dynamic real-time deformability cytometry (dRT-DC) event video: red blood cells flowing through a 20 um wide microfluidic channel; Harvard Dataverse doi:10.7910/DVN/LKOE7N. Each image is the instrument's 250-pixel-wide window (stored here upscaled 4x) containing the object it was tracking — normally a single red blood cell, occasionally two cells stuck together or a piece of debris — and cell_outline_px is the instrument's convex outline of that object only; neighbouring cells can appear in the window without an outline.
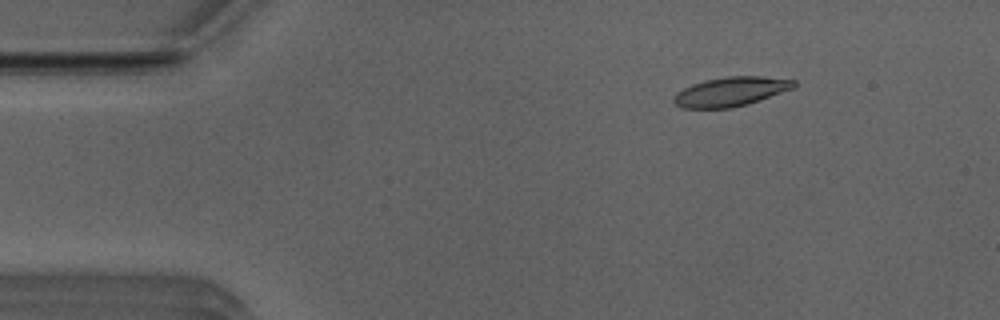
{"species": "Egyptian fruit bat (a non-hibernating species)", "species_latin": "Rousettus aegyptiacus", "temperature_condition": "room temperature", "stored_images_in_passage": 45, "camera_frame_rate_fps": 3000, "um_per_image_px": 0.085, "animal": {"sex": "male"}, "frame": {"image": 1, "passage_image": 1, "time_ms": 0.0, "image_size_px": [1000, 320], "cell_outline_px": [[796, 88], [748, 104], [732, 108], [684, 108], [676, 104], [672, 100], [672, 96], [676, 92], [692, 84], [704, 80], [728, 76], [760, 76], [796, 80]], "centroid_in_image_um": [62.13, 7.78], "position_along_channel_um": 22.9, "area_um2": 20.69}}
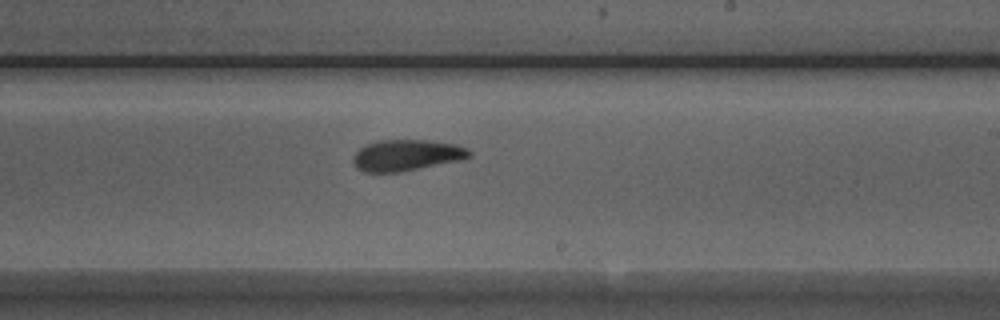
{"frame": {"image": 2, "passage_image": 24, "time_ms": 7.667, "image_size_px": [1000, 320], "cell_outline_px": [[472, 156], [460, 160], [400, 172], [364, 172], [356, 168], [352, 160], [352, 156], [360, 148], [376, 140], [428, 140], [456, 144], [468, 148], [472, 152]], "centroid_in_image_um": [34.56, 13.19], "position_along_channel_um": 254.4, "area_um2": 21.21}}
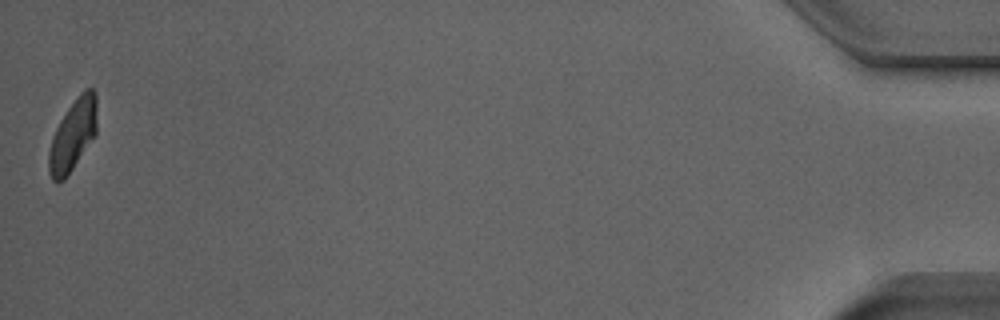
{"frame": {"image": 3, "passage_image": 45, "time_ms": 14.667, "image_size_px": [1000, 320], "cell_outline_px": [[96, 136], [64, 180], [52, 180], [48, 172], [48, 152], [52, 136], [60, 120], [68, 108], [80, 92], [84, 88], [92, 88], [96, 92]], "centroid_in_image_um": [6.2, 11.47], "position_along_channel_um": 429.0, "area_um2": 20.11}, "authors_computed_cell_mechanics": {"area_um2": 21.1548, "velocity_mm_per_s": 3.9527, "shape_relaxation_time_tau1_ms": 3.3188, "shape_relaxation_time_tau2_ms": 2.2873, "deformation_change_tau1": 0.1589, "deformation_change_tau2": 0.0978}}